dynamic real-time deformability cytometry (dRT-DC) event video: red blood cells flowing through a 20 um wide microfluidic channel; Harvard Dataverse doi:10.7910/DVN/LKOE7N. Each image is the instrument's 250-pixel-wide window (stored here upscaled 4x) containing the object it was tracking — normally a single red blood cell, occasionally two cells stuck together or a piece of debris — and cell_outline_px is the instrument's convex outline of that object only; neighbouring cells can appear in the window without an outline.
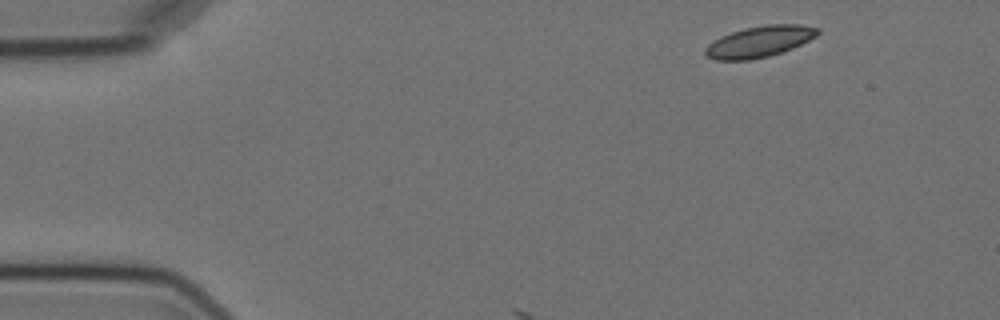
{"species": "Egyptian fruit bat (a non-hibernating species)", "species_latin": "Rousettus aegyptiacus", "temperature_condition": "cold", "stored_images_in_passage": 4, "camera_frame_rate_fps": 3000, "um_per_image_px": 0.085, "animal": {"sex": "female"}, "frame": {"image": 1, "passage_image": 1, "time_ms": 0.0, "image_size_px": [1000, 320], "cell_outline_px": [[820, 32], [816, 36], [792, 48], [768, 56], [748, 60], [716, 60], [704, 56], [704, 48], [708, 44], [720, 36], [744, 28], [768, 24], [800, 24], [820, 28]], "centroid_in_image_um": [64.52, 3.53], "position_along_channel_um": 20.5, "area_um2": 20.4}}
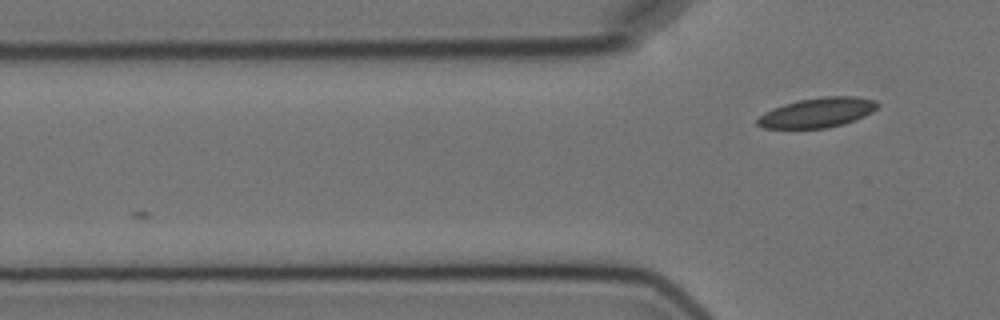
{"frame": {"image": 2, "passage_image": 4, "time_ms": 3.333, "image_size_px": [1000, 320], "cell_outline_px": [[880, 104], [872, 112], [864, 116], [844, 124], [828, 128], [764, 128], [756, 124], [756, 120], [764, 112], [772, 108], [784, 104], [800, 100], [824, 96], [856, 96], [876, 100]], "centroid_in_image_um": [69.49, 9.57], "position_along_channel_um": 56.3, "area_um2": 20.87}}